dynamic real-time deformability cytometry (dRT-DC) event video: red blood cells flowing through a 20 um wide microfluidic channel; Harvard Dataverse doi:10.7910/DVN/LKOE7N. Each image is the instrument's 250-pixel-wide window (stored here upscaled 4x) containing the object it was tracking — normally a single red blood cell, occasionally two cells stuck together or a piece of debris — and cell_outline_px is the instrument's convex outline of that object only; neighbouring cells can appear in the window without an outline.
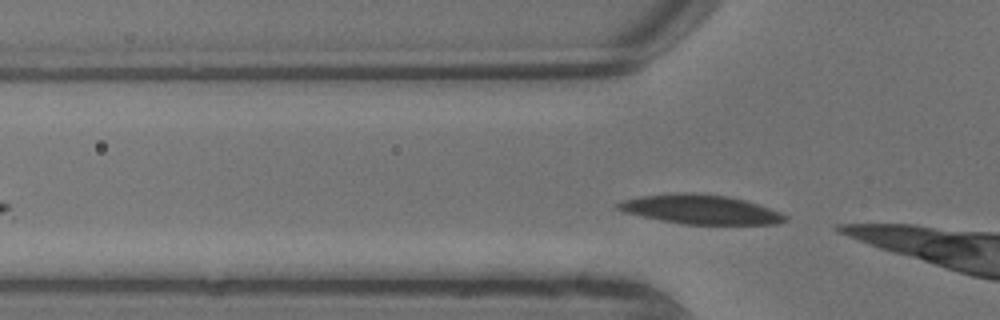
{"species": "common noctule bat (a hibernating species)", "species_latin": "Nyctalus noctula", "temperature_condition": "warm", "stored_images_in_passage": 4, "segment_of_instrument_passage": [2, 2], "camera_frame_rate_fps": 3000, "um_per_image_px": 0.085, "animal": {"sex": "male", "body_mass_g": 13.3}, "frame": {"image": 1, "passage_image": 4, "time_ms": 1.0, "image_size_px": [1000, 320], "cell_outline_px": [[788, 220], [776, 224], [684, 224], [660, 220], [624, 212], [616, 208], [616, 204], [624, 200], [640, 196], [676, 192], [692, 192], [728, 196], [744, 200], [780, 212], [788, 216]], "centroid_in_image_um": [59.53, 17.79], "position_along_channel_um": 66.3, "area_um2": 28.44}}